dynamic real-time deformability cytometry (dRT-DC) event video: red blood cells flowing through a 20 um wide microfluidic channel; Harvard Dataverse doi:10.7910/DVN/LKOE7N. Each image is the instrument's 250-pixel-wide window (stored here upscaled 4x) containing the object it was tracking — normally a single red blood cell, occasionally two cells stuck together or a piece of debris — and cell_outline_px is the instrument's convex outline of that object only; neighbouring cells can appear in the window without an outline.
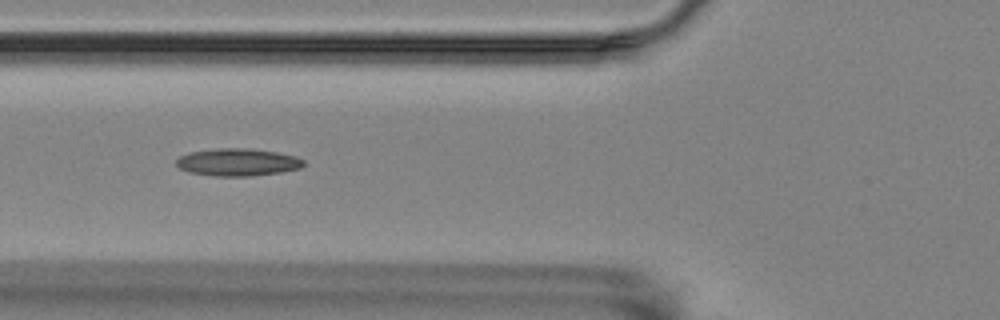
{"species": "Egyptian fruit bat (a non-hibernating species)", "species_latin": "Rousettus aegyptiacus", "temperature_condition": "room temperature", "stored_images_in_passage": 15, "camera_frame_rate_fps": 3000, "um_per_image_px": 0.085, "animal": {"sex": "female"}, "frame": {"image": 1, "passage_image": 6, "time_ms": 1.667, "image_size_px": [1000, 320], "cell_outline_px": [[304, 164], [300, 168], [280, 172], [252, 176], [216, 176], [188, 172], [180, 168], [176, 164], [176, 160], [180, 156], [188, 152], [216, 148], [248, 148], [276, 152], [296, 156], [304, 160]], "centroid_in_image_um": [20.19, 13.78], "position_along_channel_um": 105.6, "area_um2": 20.4}}
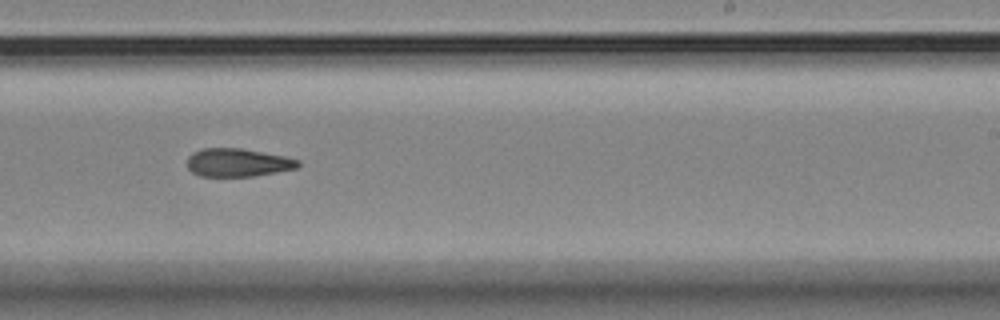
{"frame": {"image": 2, "passage_image": 10, "time_ms": 3.0, "image_size_px": [1000, 320], "cell_outline_px": [[300, 164], [296, 168], [276, 172], [252, 176], [200, 176], [192, 172], [188, 168], [188, 156], [192, 152], [200, 148], [240, 148], [284, 156], [300, 160]], "centroid_in_image_um": [20.18, 13.81], "position_along_channel_um": 268.8, "area_um2": 18.15}}
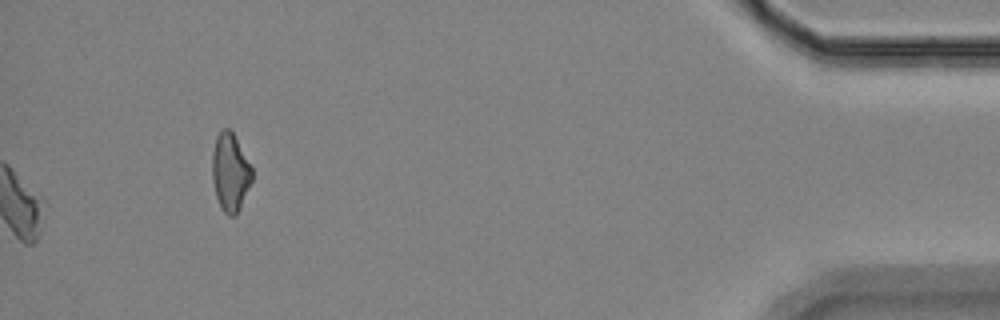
{"frame": {"image": 3, "passage_image": 15, "time_ms": 4.667, "image_size_px": [1000, 320], "cell_outline_px": [[252, 180], [240, 208], [236, 216], [228, 216], [224, 212], [216, 196], [212, 180], [212, 152], [216, 136], [224, 128], [228, 128], [232, 132], [252, 168]], "centroid_in_image_um": [19.56, 14.66], "position_along_channel_um": 415.6, "area_um2": 17.92}}